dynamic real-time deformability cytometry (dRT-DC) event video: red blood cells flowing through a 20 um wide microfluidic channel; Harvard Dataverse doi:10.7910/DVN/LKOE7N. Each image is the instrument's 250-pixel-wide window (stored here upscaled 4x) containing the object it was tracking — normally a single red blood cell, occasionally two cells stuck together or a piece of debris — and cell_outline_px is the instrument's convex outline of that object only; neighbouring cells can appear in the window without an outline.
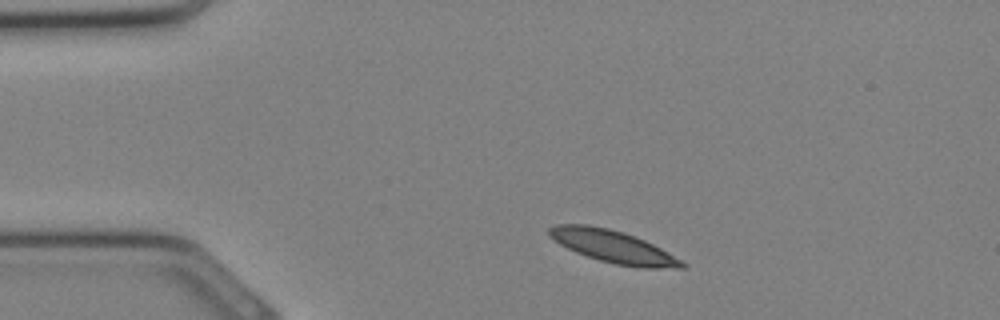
{"species": "Egyptian fruit bat (a non-hibernating species)", "species_latin": "Rousettus aegyptiacus", "temperature_condition": "cold", "stored_images_in_passage": 29, "camera_frame_rate_fps": 3000, "um_per_image_px": 0.085, "animal": {"sex": "female"}, "frame": {"image": 1, "passage_image": 2, "time_ms": 0.333, "image_size_px": [1000, 320], "cell_outline_px": [[688, 264], [684, 268], [640, 268], [616, 264], [600, 260], [576, 252], [560, 244], [548, 236], [548, 228], [556, 224], [588, 224], [608, 228], [624, 232], [644, 240], [660, 248]], "centroid_in_image_um": [52.1, 20.95], "position_along_channel_um": 32.9, "area_um2": 24.97}}
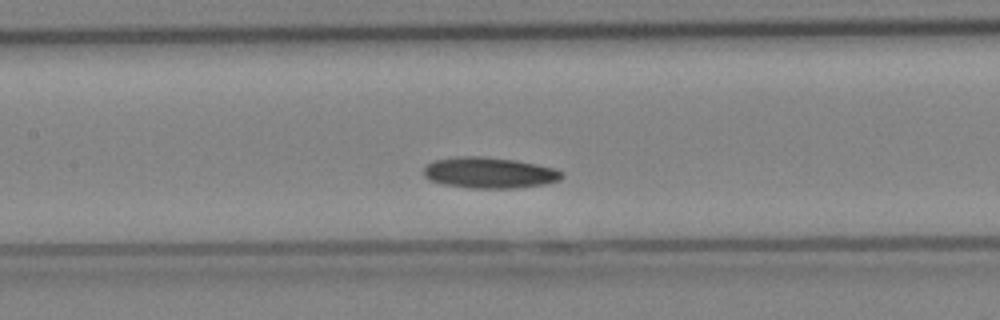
{"frame": {"image": 2, "passage_image": 11, "time_ms": 3.333, "image_size_px": [1000, 320], "cell_outline_px": [[564, 176], [556, 180], [544, 184], [516, 188], [472, 188], [444, 184], [432, 180], [424, 176], [424, 168], [432, 160], [456, 156], [480, 156], [512, 160], [536, 164], [556, 168], [564, 172]], "centroid_in_image_um": [41.59, 14.67], "position_along_channel_um": 165.8, "area_um2": 24.8}}
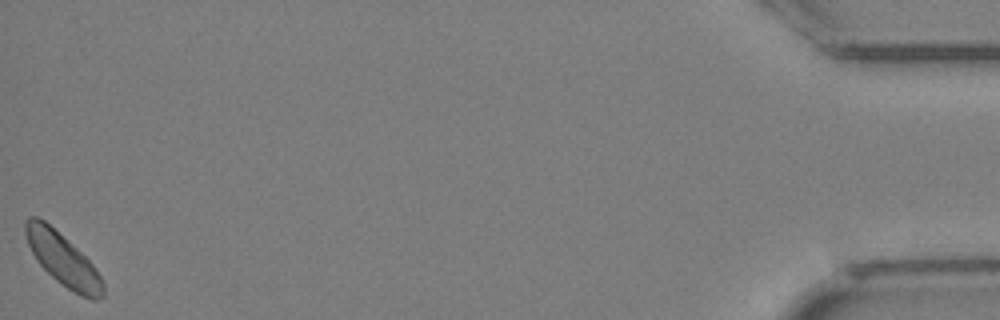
{"frame": {"image": 3, "passage_image": 29, "time_ms": 9.333, "image_size_px": [1000, 320], "cell_outline_px": [[104, 296], [96, 300], [92, 300], [80, 296], [56, 280], [36, 260], [28, 244], [24, 232], [24, 220], [28, 216], [36, 216], [44, 220], [72, 244], [92, 264], [100, 276], [104, 284]], "centroid_in_image_um": [5.33, 22.05], "position_along_channel_um": 429.9, "area_um2": 23.41}}